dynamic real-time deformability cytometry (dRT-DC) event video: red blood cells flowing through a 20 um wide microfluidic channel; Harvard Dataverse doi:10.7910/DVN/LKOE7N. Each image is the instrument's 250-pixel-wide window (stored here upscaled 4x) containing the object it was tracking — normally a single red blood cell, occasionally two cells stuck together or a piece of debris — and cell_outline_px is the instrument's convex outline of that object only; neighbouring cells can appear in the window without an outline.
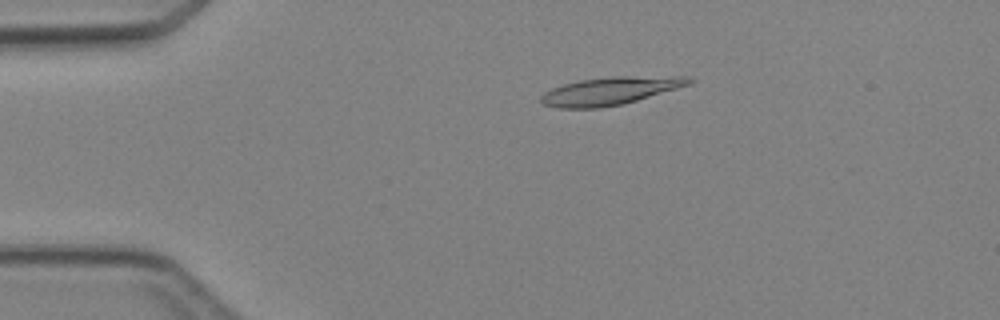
{"species": "Egyptian fruit bat (a non-hibernating species)", "species_latin": "Rousettus aegyptiacus", "temperature_condition": "cold", "stored_images_in_passage": 4, "camera_frame_rate_fps": 3000, "um_per_image_px": 0.085, "animal": {"sex": "female"}, "frame": {"image": 1, "passage_image": 3, "time_ms": 2.333, "image_size_px": [1000, 320], "cell_outline_px": [[696, 80], [692, 84], [636, 100], [620, 104], [596, 108], [556, 108], [544, 104], [540, 100], [540, 96], [544, 92], [552, 88], [564, 84], [580, 80], [612, 76], [688, 76]], "centroid_in_image_um": [51.89, 7.71], "position_along_channel_um": 33.1, "area_um2": 23.99}}